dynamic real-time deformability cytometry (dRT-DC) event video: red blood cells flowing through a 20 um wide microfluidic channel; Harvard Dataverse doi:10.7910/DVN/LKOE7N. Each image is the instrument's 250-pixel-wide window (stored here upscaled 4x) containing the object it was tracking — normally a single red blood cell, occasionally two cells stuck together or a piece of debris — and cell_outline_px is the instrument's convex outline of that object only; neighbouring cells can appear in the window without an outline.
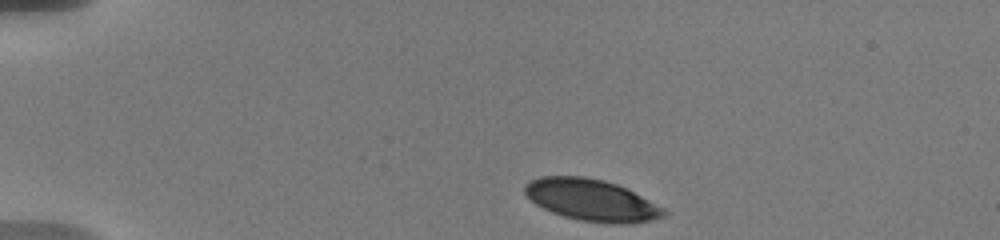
{"species": "human", "species_latin": "Homo sapiens", "temperature_condition": "warm", "stored_images_in_passage": 50, "camera_frame_rate_fps": 3000, "um_per_image_px": 0.085, "donor": {"sex": "male"}, "frame": {"image": 1, "passage_image": 1, "time_ms": 0.0, "image_size_px": [1000, 240], "cell_outline_px": [[668, 212], [664, 216], [652, 220], [620, 224], [616, 224], [580, 220], [564, 216], [552, 212], [536, 204], [524, 192], [524, 184], [528, 180], [540, 176], [584, 176], [604, 180], [616, 184], [664, 208]], "centroid_in_image_um": [50.24, 16.99], "position_along_channel_um": 34.8, "area_um2": 33.41}}
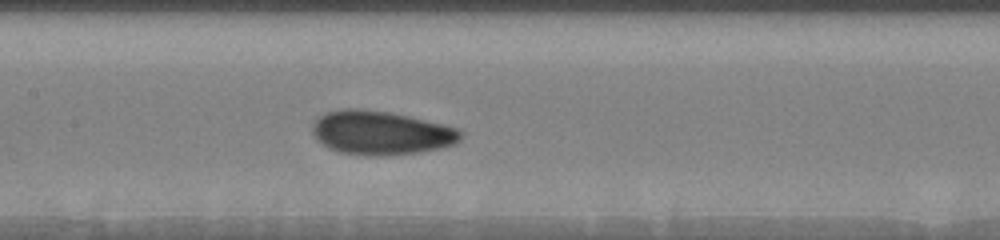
{"frame": {"image": 2, "passage_image": 21, "time_ms": 5.667, "image_size_px": [1000, 240], "cell_outline_px": [[464, 136], [456, 144], [440, 148], [420, 152], [388, 156], [364, 156], [340, 152], [328, 148], [316, 140], [312, 132], [312, 124], [324, 112], [344, 108], [360, 108], [388, 112], [408, 116], [444, 124], [460, 128], [464, 132]], "centroid_in_image_um": [32.4, 11.3], "position_along_channel_um": 175.0, "area_um2": 38.55}}
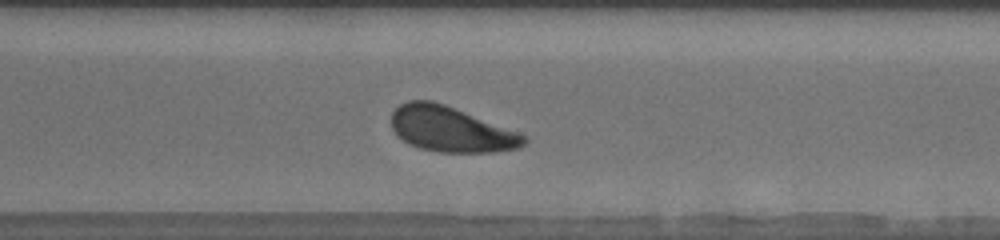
{"frame": {"image": 3, "passage_image": 35, "time_ms": 10.0, "image_size_px": [1000, 240], "cell_outline_px": [[528, 140], [524, 144], [516, 148], [492, 152], [436, 152], [420, 148], [408, 144], [392, 128], [392, 112], [400, 104], [408, 100], [432, 100], [444, 104], [516, 132], [524, 136]], "centroid_in_image_um": [38.27, 10.99], "position_along_channel_um": 332.3, "area_um2": 34.33}, "authors_computed_cell_mechanics": {"area_um2": 35.9227, "velocity_mm_per_s": 3.6417, "shape_relaxation_time_tau1_ms": 1.9645, "shape_relaxation_time_tau2_ms": null, "deformation_change_tau1": 0.1084, "deformation_change_tau2": null}}